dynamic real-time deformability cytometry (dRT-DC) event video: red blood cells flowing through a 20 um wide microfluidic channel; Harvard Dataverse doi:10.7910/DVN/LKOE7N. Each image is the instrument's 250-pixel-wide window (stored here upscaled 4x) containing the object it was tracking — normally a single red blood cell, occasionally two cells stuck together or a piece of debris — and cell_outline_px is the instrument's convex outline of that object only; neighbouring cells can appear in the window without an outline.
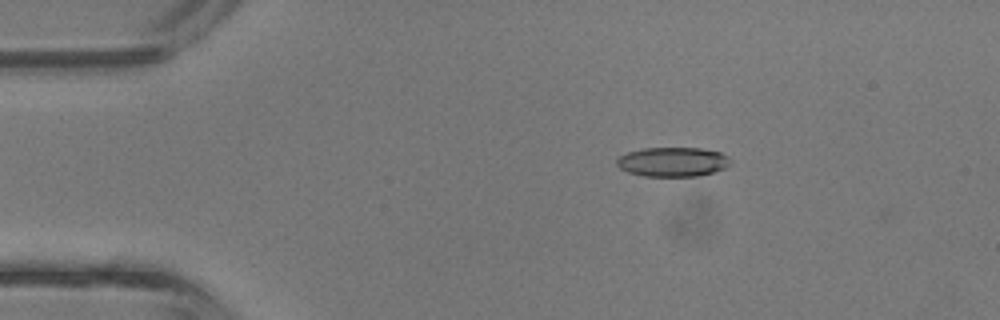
{"species": "common noctule bat (a hibernating species)", "species_latin": "Nyctalus noctula", "temperature_condition": "room temperature", "stored_images_in_passage": 37, "camera_frame_rate_fps": 3000, "um_per_image_px": 0.085, "animal": {"sex": "male", "body_mass_g": 13.3}, "frame": {"image": 1, "passage_image": 2, "time_ms": 0.333, "image_size_px": [1000, 320], "cell_outline_px": [[732, 160], [724, 168], [700, 176], [644, 176], [628, 172], [620, 168], [616, 164], [616, 160], [620, 156], [628, 152], [644, 148], [700, 148], [720, 152], [728, 156]], "centroid_in_image_um": [57.18, 13.76], "position_along_channel_um": 27.8, "area_um2": 19.42}}
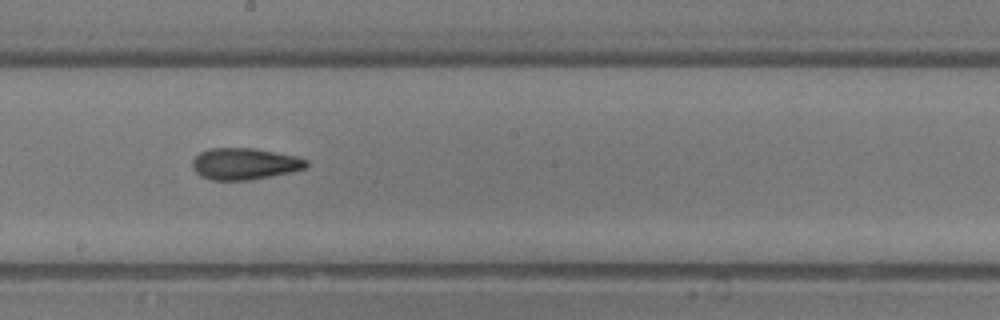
{"frame": {"image": 2, "passage_image": 18, "time_ms": 5.667, "image_size_px": [1000, 320], "cell_outline_px": [[308, 168], [292, 172], [272, 176], [248, 180], [212, 180], [200, 176], [192, 168], [192, 160], [200, 152], [208, 148], [256, 148], [296, 156], [308, 160]], "centroid_in_image_um": [20.8, 13.92], "position_along_channel_um": 227.4, "area_um2": 21.21}}
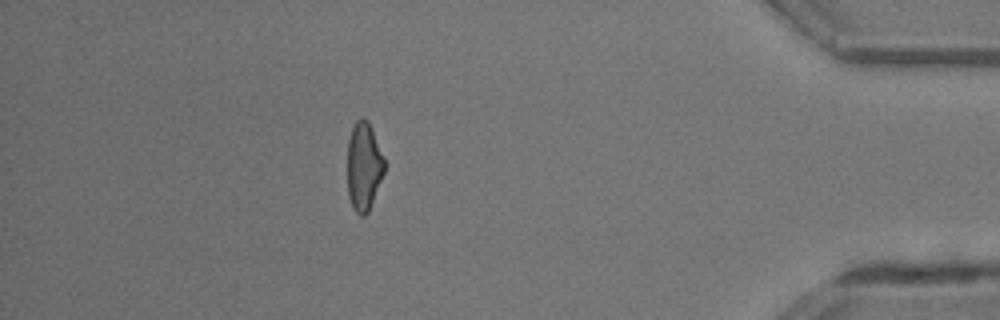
{"frame": {"image": 3, "passage_image": 32, "time_ms": 10.333, "image_size_px": [1000, 320], "cell_outline_px": [[384, 172], [368, 212], [364, 216], [360, 216], [356, 212], [348, 196], [348, 140], [352, 128], [356, 120], [360, 116], [364, 116], [368, 120], [372, 128], [384, 156]], "centroid_in_image_um": [30.92, 14.09], "position_along_channel_um": 404.3, "area_um2": 19.07}, "authors_computed_cell_mechanics": {"area_um2": 20.23, "velocity_mm_per_s": 4.8586, "shape_relaxation_time_tau1_ms": 5.0503, "shape_relaxation_time_tau2_ms": 3.5632, "deformation_change_tau1": 0.1441, "deformation_change_tau2": 0.1363}}